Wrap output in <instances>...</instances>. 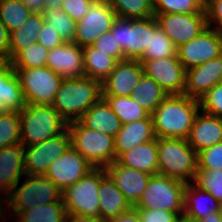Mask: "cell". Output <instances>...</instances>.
I'll list each match as a JSON object with an SVG mask.
<instances>
[{
  "mask_svg": "<svg viewBox=\"0 0 222 222\" xmlns=\"http://www.w3.org/2000/svg\"><path fill=\"white\" fill-rule=\"evenodd\" d=\"M199 109L198 99L168 95L151 114L155 137L187 139Z\"/></svg>",
  "mask_w": 222,
  "mask_h": 222,
  "instance_id": "6da1fadb",
  "label": "cell"
},
{
  "mask_svg": "<svg viewBox=\"0 0 222 222\" xmlns=\"http://www.w3.org/2000/svg\"><path fill=\"white\" fill-rule=\"evenodd\" d=\"M101 98V82L89 77L63 79L52 107L70 123L78 121Z\"/></svg>",
  "mask_w": 222,
  "mask_h": 222,
  "instance_id": "7a4b0ae2",
  "label": "cell"
},
{
  "mask_svg": "<svg viewBox=\"0 0 222 222\" xmlns=\"http://www.w3.org/2000/svg\"><path fill=\"white\" fill-rule=\"evenodd\" d=\"M157 159L158 174L185 183L195 180L198 170L197 152L187 139L157 138Z\"/></svg>",
  "mask_w": 222,
  "mask_h": 222,
  "instance_id": "3957f363",
  "label": "cell"
},
{
  "mask_svg": "<svg viewBox=\"0 0 222 222\" xmlns=\"http://www.w3.org/2000/svg\"><path fill=\"white\" fill-rule=\"evenodd\" d=\"M19 115L21 143L24 146L55 137L63 133L68 125L52 106L26 104Z\"/></svg>",
  "mask_w": 222,
  "mask_h": 222,
  "instance_id": "277c9868",
  "label": "cell"
},
{
  "mask_svg": "<svg viewBox=\"0 0 222 222\" xmlns=\"http://www.w3.org/2000/svg\"><path fill=\"white\" fill-rule=\"evenodd\" d=\"M71 146L94 168H106L116 161L114 137L84 127L79 121L67 125Z\"/></svg>",
  "mask_w": 222,
  "mask_h": 222,
  "instance_id": "5b68a950",
  "label": "cell"
},
{
  "mask_svg": "<svg viewBox=\"0 0 222 222\" xmlns=\"http://www.w3.org/2000/svg\"><path fill=\"white\" fill-rule=\"evenodd\" d=\"M21 186L18 183L6 196L5 205L17 216L37 205H46L62 200V191L45 175H25Z\"/></svg>",
  "mask_w": 222,
  "mask_h": 222,
  "instance_id": "8992f818",
  "label": "cell"
},
{
  "mask_svg": "<svg viewBox=\"0 0 222 222\" xmlns=\"http://www.w3.org/2000/svg\"><path fill=\"white\" fill-rule=\"evenodd\" d=\"M187 183L160 174L151 175L136 209L166 210L184 216V190Z\"/></svg>",
  "mask_w": 222,
  "mask_h": 222,
  "instance_id": "52a82bcc",
  "label": "cell"
},
{
  "mask_svg": "<svg viewBox=\"0 0 222 222\" xmlns=\"http://www.w3.org/2000/svg\"><path fill=\"white\" fill-rule=\"evenodd\" d=\"M106 175L104 168H93L74 185L62 192V200L69 214L99 217L98 188Z\"/></svg>",
  "mask_w": 222,
  "mask_h": 222,
  "instance_id": "ba28073f",
  "label": "cell"
},
{
  "mask_svg": "<svg viewBox=\"0 0 222 222\" xmlns=\"http://www.w3.org/2000/svg\"><path fill=\"white\" fill-rule=\"evenodd\" d=\"M155 17L127 19L117 17L111 28L115 40L122 48L124 60H140L149 48L150 35L157 26Z\"/></svg>",
  "mask_w": 222,
  "mask_h": 222,
  "instance_id": "9c48e42d",
  "label": "cell"
},
{
  "mask_svg": "<svg viewBox=\"0 0 222 222\" xmlns=\"http://www.w3.org/2000/svg\"><path fill=\"white\" fill-rule=\"evenodd\" d=\"M19 77L26 104L52 106L63 77L47 66L13 68Z\"/></svg>",
  "mask_w": 222,
  "mask_h": 222,
  "instance_id": "30bf717a",
  "label": "cell"
},
{
  "mask_svg": "<svg viewBox=\"0 0 222 222\" xmlns=\"http://www.w3.org/2000/svg\"><path fill=\"white\" fill-rule=\"evenodd\" d=\"M116 18L107 0H94L86 15L76 22L73 42L80 47L92 45L100 35L111 31Z\"/></svg>",
  "mask_w": 222,
  "mask_h": 222,
  "instance_id": "8fae6325",
  "label": "cell"
},
{
  "mask_svg": "<svg viewBox=\"0 0 222 222\" xmlns=\"http://www.w3.org/2000/svg\"><path fill=\"white\" fill-rule=\"evenodd\" d=\"M70 146L71 140L68 129L41 143L24 146L25 174L45 175L49 165L63 155Z\"/></svg>",
  "mask_w": 222,
  "mask_h": 222,
  "instance_id": "7c38bea8",
  "label": "cell"
},
{
  "mask_svg": "<svg viewBox=\"0 0 222 222\" xmlns=\"http://www.w3.org/2000/svg\"><path fill=\"white\" fill-rule=\"evenodd\" d=\"M222 55V32L207 27L199 36L180 45L177 56L185 70Z\"/></svg>",
  "mask_w": 222,
  "mask_h": 222,
  "instance_id": "4fadbf2b",
  "label": "cell"
},
{
  "mask_svg": "<svg viewBox=\"0 0 222 222\" xmlns=\"http://www.w3.org/2000/svg\"><path fill=\"white\" fill-rule=\"evenodd\" d=\"M158 26L179 47L199 36L207 27L206 11L188 14H154Z\"/></svg>",
  "mask_w": 222,
  "mask_h": 222,
  "instance_id": "5bb4252c",
  "label": "cell"
},
{
  "mask_svg": "<svg viewBox=\"0 0 222 222\" xmlns=\"http://www.w3.org/2000/svg\"><path fill=\"white\" fill-rule=\"evenodd\" d=\"M139 61L144 74L160 85L167 95L184 94L186 70L178 56Z\"/></svg>",
  "mask_w": 222,
  "mask_h": 222,
  "instance_id": "9a60e30c",
  "label": "cell"
},
{
  "mask_svg": "<svg viewBox=\"0 0 222 222\" xmlns=\"http://www.w3.org/2000/svg\"><path fill=\"white\" fill-rule=\"evenodd\" d=\"M94 167L72 146L49 165L45 176L63 192L74 185Z\"/></svg>",
  "mask_w": 222,
  "mask_h": 222,
  "instance_id": "2e32d148",
  "label": "cell"
},
{
  "mask_svg": "<svg viewBox=\"0 0 222 222\" xmlns=\"http://www.w3.org/2000/svg\"><path fill=\"white\" fill-rule=\"evenodd\" d=\"M143 74V66L139 60L117 62L113 71L102 82V96H131Z\"/></svg>",
  "mask_w": 222,
  "mask_h": 222,
  "instance_id": "e0dca14e",
  "label": "cell"
},
{
  "mask_svg": "<svg viewBox=\"0 0 222 222\" xmlns=\"http://www.w3.org/2000/svg\"><path fill=\"white\" fill-rule=\"evenodd\" d=\"M104 170L129 204L135 207L147 187L151 174L120 165L116 161Z\"/></svg>",
  "mask_w": 222,
  "mask_h": 222,
  "instance_id": "ac0fdd59",
  "label": "cell"
},
{
  "mask_svg": "<svg viewBox=\"0 0 222 222\" xmlns=\"http://www.w3.org/2000/svg\"><path fill=\"white\" fill-rule=\"evenodd\" d=\"M222 78V55L186 70L185 91L188 97L200 99Z\"/></svg>",
  "mask_w": 222,
  "mask_h": 222,
  "instance_id": "d6986e66",
  "label": "cell"
},
{
  "mask_svg": "<svg viewBox=\"0 0 222 222\" xmlns=\"http://www.w3.org/2000/svg\"><path fill=\"white\" fill-rule=\"evenodd\" d=\"M46 66L64 79L85 77L83 49L74 42H64L49 50Z\"/></svg>",
  "mask_w": 222,
  "mask_h": 222,
  "instance_id": "ffe728a7",
  "label": "cell"
},
{
  "mask_svg": "<svg viewBox=\"0 0 222 222\" xmlns=\"http://www.w3.org/2000/svg\"><path fill=\"white\" fill-rule=\"evenodd\" d=\"M24 175V145L20 142L1 148L0 191L7 196Z\"/></svg>",
  "mask_w": 222,
  "mask_h": 222,
  "instance_id": "44dd1931",
  "label": "cell"
},
{
  "mask_svg": "<svg viewBox=\"0 0 222 222\" xmlns=\"http://www.w3.org/2000/svg\"><path fill=\"white\" fill-rule=\"evenodd\" d=\"M187 141L197 153L222 142V118L198 113Z\"/></svg>",
  "mask_w": 222,
  "mask_h": 222,
  "instance_id": "7402d4cb",
  "label": "cell"
},
{
  "mask_svg": "<svg viewBox=\"0 0 222 222\" xmlns=\"http://www.w3.org/2000/svg\"><path fill=\"white\" fill-rule=\"evenodd\" d=\"M155 138L151 115L148 118L123 124L114 137L116 159L131 148Z\"/></svg>",
  "mask_w": 222,
  "mask_h": 222,
  "instance_id": "603a6c76",
  "label": "cell"
},
{
  "mask_svg": "<svg viewBox=\"0 0 222 222\" xmlns=\"http://www.w3.org/2000/svg\"><path fill=\"white\" fill-rule=\"evenodd\" d=\"M210 201L209 203L205 202ZM222 212L220 204L210 193L200 189L193 182L187 183L184 190V216L189 222L204 219L210 214Z\"/></svg>",
  "mask_w": 222,
  "mask_h": 222,
  "instance_id": "cb8c5ba5",
  "label": "cell"
},
{
  "mask_svg": "<svg viewBox=\"0 0 222 222\" xmlns=\"http://www.w3.org/2000/svg\"><path fill=\"white\" fill-rule=\"evenodd\" d=\"M84 127L115 137L121 129L119 117L104 98L93 104L78 120Z\"/></svg>",
  "mask_w": 222,
  "mask_h": 222,
  "instance_id": "d4e9b609",
  "label": "cell"
},
{
  "mask_svg": "<svg viewBox=\"0 0 222 222\" xmlns=\"http://www.w3.org/2000/svg\"><path fill=\"white\" fill-rule=\"evenodd\" d=\"M98 193L99 217L103 221L113 220L132 207L107 174L100 181Z\"/></svg>",
  "mask_w": 222,
  "mask_h": 222,
  "instance_id": "484cf974",
  "label": "cell"
},
{
  "mask_svg": "<svg viewBox=\"0 0 222 222\" xmlns=\"http://www.w3.org/2000/svg\"><path fill=\"white\" fill-rule=\"evenodd\" d=\"M116 162L151 175L158 174L157 138L131 148L121 154Z\"/></svg>",
  "mask_w": 222,
  "mask_h": 222,
  "instance_id": "4316f807",
  "label": "cell"
},
{
  "mask_svg": "<svg viewBox=\"0 0 222 222\" xmlns=\"http://www.w3.org/2000/svg\"><path fill=\"white\" fill-rule=\"evenodd\" d=\"M26 106L19 77L10 64L0 72V115L21 112Z\"/></svg>",
  "mask_w": 222,
  "mask_h": 222,
  "instance_id": "83f0119b",
  "label": "cell"
},
{
  "mask_svg": "<svg viewBox=\"0 0 222 222\" xmlns=\"http://www.w3.org/2000/svg\"><path fill=\"white\" fill-rule=\"evenodd\" d=\"M44 22L42 13H32L20 28L10 32L9 57L11 60L27 45L36 43Z\"/></svg>",
  "mask_w": 222,
  "mask_h": 222,
  "instance_id": "f1b7e54d",
  "label": "cell"
},
{
  "mask_svg": "<svg viewBox=\"0 0 222 222\" xmlns=\"http://www.w3.org/2000/svg\"><path fill=\"white\" fill-rule=\"evenodd\" d=\"M83 49V67L85 77L103 82L113 71L117 61L103 53L92 45L84 46Z\"/></svg>",
  "mask_w": 222,
  "mask_h": 222,
  "instance_id": "f546056e",
  "label": "cell"
},
{
  "mask_svg": "<svg viewBox=\"0 0 222 222\" xmlns=\"http://www.w3.org/2000/svg\"><path fill=\"white\" fill-rule=\"evenodd\" d=\"M131 96L151 115L168 95L153 79L143 74Z\"/></svg>",
  "mask_w": 222,
  "mask_h": 222,
  "instance_id": "4dcf8cb0",
  "label": "cell"
},
{
  "mask_svg": "<svg viewBox=\"0 0 222 222\" xmlns=\"http://www.w3.org/2000/svg\"><path fill=\"white\" fill-rule=\"evenodd\" d=\"M102 98L107 101L112 111L119 117L122 125L150 116L132 96H102Z\"/></svg>",
  "mask_w": 222,
  "mask_h": 222,
  "instance_id": "1f68e13d",
  "label": "cell"
},
{
  "mask_svg": "<svg viewBox=\"0 0 222 222\" xmlns=\"http://www.w3.org/2000/svg\"><path fill=\"white\" fill-rule=\"evenodd\" d=\"M119 18L144 19L154 16L153 0H107Z\"/></svg>",
  "mask_w": 222,
  "mask_h": 222,
  "instance_id": "d6a6232c",
  "label": "cell"
},
{
  "mask_svg": "<svg viewBox=\"0 0 222 222\" xmlns=\"http://www.w3.org/2000/svg\"><path fill=\"white\" fill-rule=\"evenodd\" d=\"M31 14L21 0H0V21L9 32L20 28Z\"/></svg>",
  "mask_w": 222,
  "mask_h": 222,
  "instance_id": "836d02e7",
  "label": "cell"
},
{
  "mask_svg": "<svg viewBox=\"0 0 222 222\" xmlns=\"http://www.w3.org/2000/svg\"><path fill=\"white\" fill-rule=\"evenodd\" d=\"M178 47L157 25L150 35L149 48H146L140 60H154L177 56Z\"/></svg>",
  "mask_w": 222,
  "mask_h": 222,
  "instance_id": "e575fe53",
  "label": "cell"
},
{
  "mask_svg": "<svg viewBox=\"0 0 222 222\" xmlns=\"http://www.w3.org/2000/svg\"><path fill=\"white\" fill-rule=\"evenodd\" d=\"M44 20L49 24L65 42H73L76 22L60 7L45 8L42 12Z\"/></svg>",
  "mask_w": 222,
  "mask_h": 222,
  "instance_id": "d590c367",
  "label": "cell"
},
{
  "mask_svg": "<svg viewBox=\"0 0 222 222\" xmlns=\"http://www.w3.org/2000/svg\"><path fill=\"white\" fill-rule=\"evenodd\" d=\"M49 50L39 43L27 45L12 60L13 68L29 69L46 66Z\"/></svg>",
  "mask_w": 222,
  "mask_h": 222,
  "instance_id": "8d00e7d4",
  "label": "cell"
},
{
  "mask_svg": "<svg viewBox=\"0 0 222 222\" xmlns=\"http://www.w3.org/2000/svg\"><path fill=\"white\" fill-rule=\"evenodd\" d=\"M202 0H153L154 14L204 13Z\"/></svg>",
  "mask_w": 222,
  "mask_h": 222,
  "instance_id": "74e56055",
  "label": "cell"
},
{
  "mask_svg": "<svg viewBox=\"0 0 222 222\" xmlns=\"http://www.w3.org/2000/svg\"><path fill=\"white\" fill-rule=\"evenodd\" d=\"M21 142L20 115L9 112L0 115V149Z\"/></svg>",
  "mask_w": 222,
  "mask_h": 222,
  "instance_id": "f35d334b",
  "label": "cell"
},
{
  "mask_svg": "<svg viewBox=\"0 0 222 222\" xmlns=\"http://www.w3.org/2000/svg\"><path fill=\"white\" fill-rule=\"evenodd\" d=\"M193 183L222 204V169L197 170Z\"/></svg>",
  "mask_w": 222,
  "mask_h": 222,
  "instance_id": "ab89813d",
  "label": "cell"
},
{
  "mask_svg": "<svg viewBox=\"0 0 222 222\" xmlns=\"http://www.w3.org/2000/svg\"><path fill=\"white\" fill-rule=\"evenodd\" d=\"M198 170L222 169V142L197 153Z\"/></svg>",
  "mask_w": 222,
  "mask_h": 222,
  "instance_id": "60d3db41",
  "label": "cell"
},
{
  "mask_svg": "<svg viewBox=\"0 0 222 222\" xmlns=\"http://www.w3.org/2000/svg\"><path fill=\"white\" fill-rule=\"evenodd\" d=\"M199 102L202 112L222 118V83L215 85Z\"/></svg>",
  "mask_w": 222,
  "mask_h": 222,
  "instance_id": "b9f144b4",
  "label": "cell"
},
{
  "mask_svg": "<svg viewBox=\"0 0 222 222\" xmlns=\"http://www.w3.org/2000/svg\"><path fill=\"white\" fill-rule=\"evenodd\" d=\"M92 46L103 53H107L117 62L124 60L122 48L115 40V36H113L111 31L100 35L92 44Z\"/></svg>",
  "mask_w": 222,
  "mask_h": 222,
  "instance_id": "7bdbcfd3",
  "label": "cell"
},
{
  "mask_svg": "<svg viewBox=\"0 0 222 222\" xmlns=\"http://www.w3.org/2000/svg\"><path fill=\"white\" fill-rule=\"evenodd\" d=\"M93 1L94 0H63L60 9L75 22H78L86 15Z\"/></svg>",
  "mask_w": 222,
  "mask_h": 222,
  "instance_id": "ee69618b",
  "label": "cell"
},
{
  "mask_svg": "<svg viewBox=\"0 0 222 222\" xmlns=\"http://www.w3.org/2000/svg\"><path fill=\"white\" fill-rule=\"evenodd\" d=\"M141 222H177L181 218L175 213L166 210L137 209Z\"/></svg>",
  "mask_w": 222,
  "mask_h": 222,
  "instance_id": "f6af8a7d",
  "label": "cell"
},
{
  "mask_svg": "<svg viewBox=\"0 0 222 222\" xmlns=\"http://www.w3.org/2000/svg\"><path fill=\"white\" fill-rule=\"evenodd\" d=\"M37 43L43 45L46 49L52 50L62 45L65 41L49 24L44 22L42 29L39 31Z\"/></svg>",
  "mask_w": 222,
  "mask_h": 222,
  "instance_id": "bcb514c9",
  "label": "cell"
},
{
  "mask_svg": "<svg viewBox=\"0 0 222 222\" xmlns=\"http://www.w3.org/2000/svg\"><path fill=\"white\" fill-rule=\"evenodd\" d=\"M204 8L208 27L211 28L215 23L213 29L222 32V0H208Z\"/></svg>",
  "mask_w": 222,
  "mask_h": 222,
  "instance_id": "7dc6e473",
  "label": "cell"
},
{
  "mask_svg": "<svg viewBox=\"0 0 222 222\" xmlns=\"http://www.w3.org/2000/svg\"><path fill=\"white\" fill-rule=\"evenodd\" d=\"M105 222H141V221L137 209L135 207H131L129 210L122 212L117 218Z\"/></svg>",
  "mask_w": 222,
  "mask_h": 222,
  "instance_id": "c3c4849f",
  "label": "cell"
},
{
  "mask_svg": "<svg viewBox=\"0 0 222 222\" xmlns=\"http://www.w3.org/2000/svg\"><path fill=\"white\" fill-rule=\"evenodd\" d=\"M10 32L0 21V51L6 53L9 56L10 46Z\"/></svg>",
  "mask_w": 222,
  "mask_h": 222,
  "instance_id": "681fc988",
  "label": "cell"
},
{
  "mask_svg": "<svg viewBox=\"0 0 222 222\" xmlns=\"http://www.w3.org/2000/svg\"><path fill=\"white\" fill-rule=\"evenodd\" d=\"M32 13H42L46 8L45 0H21Z\"/></svg>",
  "mask_w": 222,
  "mask_h": 222,
  "instance_id": "f907efd6",
  "label": "cell"
},
{
  "mask_svg": "<svg viewBox=\"0 0 222 222\" xmlns=\"http://www.w3.org/2000/svg\"><path fill=\"white\" fill-rule=\"evenodd\" d=\"M63 222H105L100 217L81 216L67 213Z\"/></svg>",
  "mask_w": 222,
  "mask_h": 222,
  "instance_id": "816d5d0a",
  "label": "cell"
},
{
  "mask_svg": "<svg viewBox=\"0 0 222 222\" xmlns=\"http://www.w3.org/2000/svg\"><path fill=\"white\" fill-rule=\"evenodd\" d=\"M190 222H222V212L210 214L204 219L192 220Z\"/></svg>",
  "mask_w": 222,
  "mask_h": 222,
  "instance_id": "f5cc1de1",
  "label": "cell"
},
{
  "mask_svg": "<svg viewBox=\"0 0 222 222\" xmlns=\"http://www.w3.org/2000/svg\"><path fill=\"white\" fill-rule=\"evenodd\" d=\"M10 64V57L6 53L0 51V72L5 70Z\"/></svg>",
  "mask_w": 222,
  "mask_h": 222,
  "instance_id": "db71d44e",
  "label": "cell"
},
{
  "mask_svg": "<svg viewBox=\"0 0 222 222\" xmlns=\"http://www.w3.org/2000/svg\"><path fill=\"white\" fill-rule=\"evenodd\" d=\"M63 0H45L46 8L60 7Z\"/></svg>",
  "mask_w": 222,
  "mask_h": 222,
  "instance_id": "11a10c76",
  "label": "cell"
},
{
  "mask_svg": "<svg viewBox=\"0 0 222 222\" xmlns=\"http://www.w3.org/2000/svg\"><path fill=\"white\" fill-rule=\"evenodd\" d=\"M0 194H2L1 191H0ZM3 198H4V199H2L1 196H0V220H1V221H2V220H4V221L6 220V218H5V219L2 218L3 216H5V215H4L5 209H4L1 205H2V201H3V200L6 201V196L4 195ZM1 200H2V201H1ZM1 207H2V208H1Z\"/></svg>",
  "mask_w": 222,
  "mask_h": 222,
  "instance_id": "9f6ffc18",
  "label": "cell"
},
{
  "mask_svg": "<svg viewBox=\"0 0 222 222\" xmlns=\"http://www.w3.org/2000/svg\"><path fill=\"white\" fill-rule=\"evenodd\" d=\"M177 222H189L188 220L181 218L180 220H178Z\"/></svg>",
  "mask_w": 222,
  "mask_h": 222,
  "instance_id": "6f0895ef",
  "label": "cell"
}]
</instances>
